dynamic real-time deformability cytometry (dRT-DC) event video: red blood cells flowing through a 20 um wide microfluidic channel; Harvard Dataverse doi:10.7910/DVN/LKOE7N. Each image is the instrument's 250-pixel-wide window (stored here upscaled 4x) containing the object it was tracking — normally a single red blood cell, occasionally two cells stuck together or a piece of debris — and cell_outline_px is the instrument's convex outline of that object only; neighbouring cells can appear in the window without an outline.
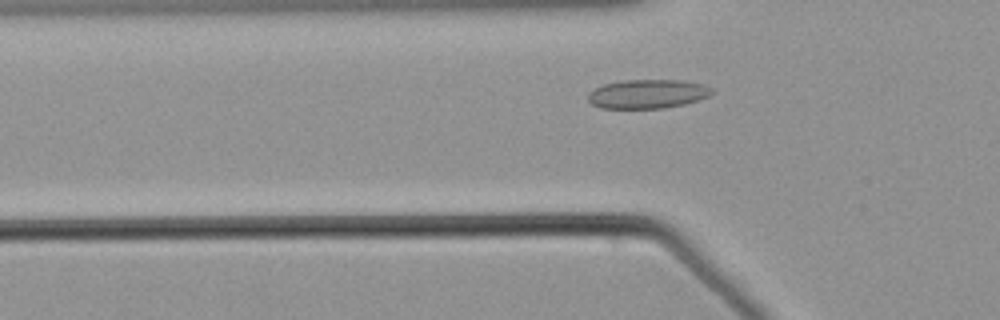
{"species": "common noctule bat (a hibernating species)", "species_latin": "Nyctalus noctula", "temperature_condition": "warm", "stored_images_in_passage": 47, "camera_frame_rate_fps": 3000, "um_per_image_px": 0.085, "animal": {"sex": "male", "body_mass_g": 21.5, "forearm_length_mm": 52.0}, "frame": {"image": 1, "passage_image": 10, "time_ms": 3.0, "image_size_px": [1000, 320], "cell_outline_px": [[716, 92], [708, 96], [684, 104], [664, 108], [600, 108], [592, 104], [588, 100], [588, 92], [592, 88], [604, 84], [620, 80], [680, 80], [700, 84], [712, 88]], "centroid_in_image_um": [55.0, 7.98], "position_along_channel_um": 70.8, "area_um2": 20.98}}
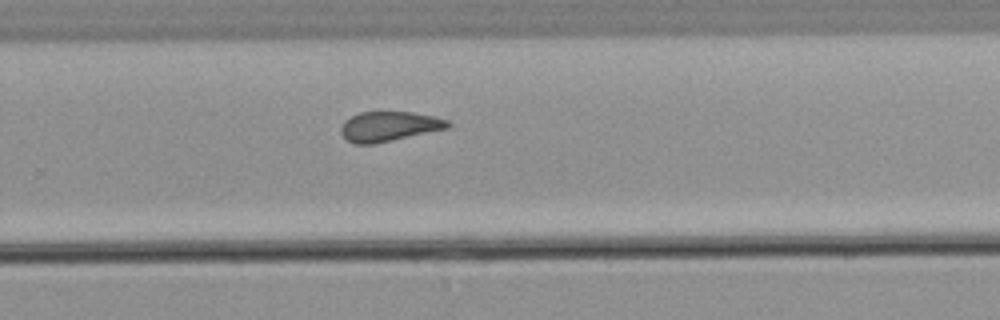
{"frame": {"image": 2, "passage_image": 28, "time_ms": 9.0, "image_size_px": [1000, 320], "cell_outline_px": [[452, 124], [448, 128], [372, 144], [352, 144], [340, 132], [340, 128], [344, 120], [360, 112], [412, 112], [432, 116], [448, 120]], "centroid_in_image_um": [33.04, 10.74], "position_along_channel_um": 296.8, "area_um2": 18.38}}
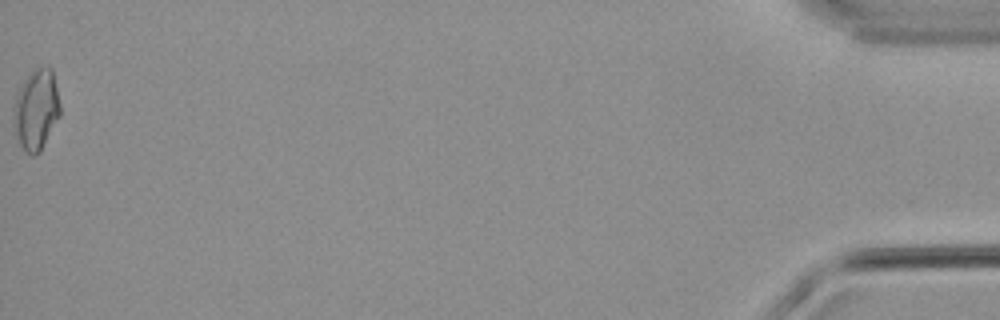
{"frame": {"image": 3, "passage_image": 47, "time_ms": 15.333, "image_size_px": [1000, 320], "cell_outline_px": [[60, 116], [40, 152], [32, 156], [16, 140], [12, 120], [12, 116], [16, 96], [28, 72], [36, 68], [52, 68], [60, 104]], "centroid_in_image_um": [3.06, 9.34], "position_along_channel_um": 432.1, "area_um2": 21.91}}